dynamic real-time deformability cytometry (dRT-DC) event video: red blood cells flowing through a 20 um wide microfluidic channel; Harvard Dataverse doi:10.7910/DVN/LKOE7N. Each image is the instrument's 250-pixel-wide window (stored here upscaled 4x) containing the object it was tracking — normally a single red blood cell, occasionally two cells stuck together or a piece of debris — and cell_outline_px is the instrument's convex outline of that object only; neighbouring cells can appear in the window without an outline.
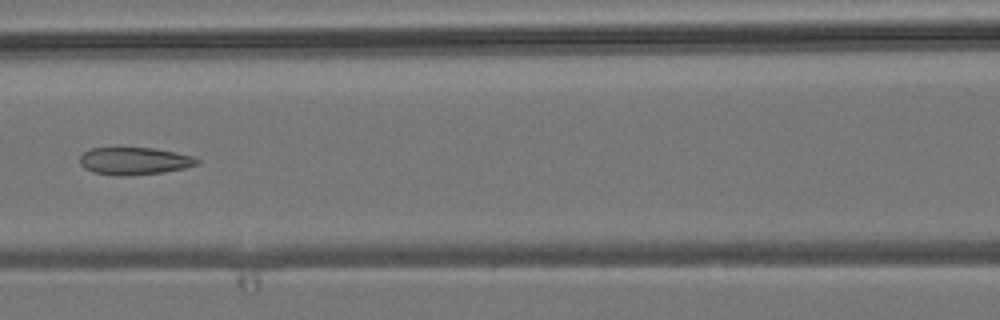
{"species": "common noctule bat (a hibernating species)", "species_latin": "Nyctalus noctula", "temperature_condition": "room temperature", "stored_images_in_passage": 5, "camera_frame_rate_fps": 3000, "um_per_image_px": 0.085, "animal": {"sex": "male", "body_mass_g": 19.2, "forearm_length_mm": 51.8}, "frame": {"image": 1, "passage_image": 5, "time_ms": 4.667, "image_size_px": [1000, 320], "cell_outline_px": [[200, 160], [196, 164], [184, 168], [160, 172], [120, 176], [92, 172], [84, 168], [80, 164], [80, 156], [84, 152], [92, 148], [152, 148], [176, 152], [192, 156]], "centroid_in_image_um": [11.38, 13.68], "position_along_channel_um": 155.2, "area_um2": 18.44}}